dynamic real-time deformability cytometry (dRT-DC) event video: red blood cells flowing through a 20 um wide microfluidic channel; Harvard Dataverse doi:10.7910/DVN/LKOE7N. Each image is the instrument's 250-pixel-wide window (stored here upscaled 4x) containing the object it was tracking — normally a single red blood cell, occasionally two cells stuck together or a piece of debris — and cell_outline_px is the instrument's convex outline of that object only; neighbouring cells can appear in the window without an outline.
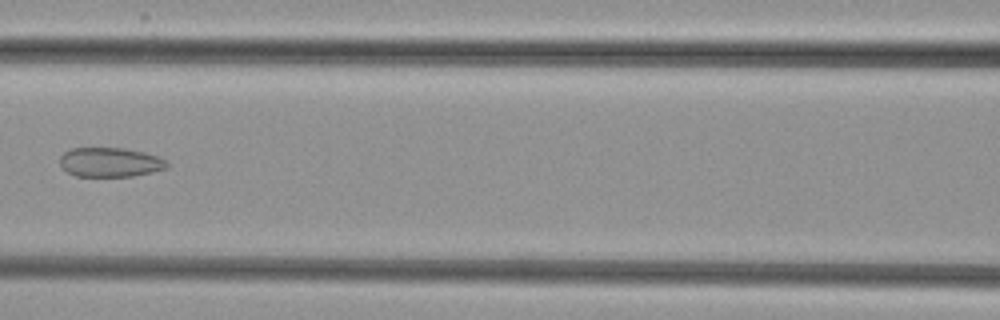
{"species": "common noctule bat (a hibernating species)", "species_latin": "Nyctalus noctula", "temperature_condition": "cold", "stored_images_in_passage": 7, "camera_frame_rate_fps": 3000, "um_per_image_px": 0.085, "animal": {"sex": "female", "body_mass_g": 29.2, "forearm_length_mm": 56.3}, "frame": {"image": 1, "passage_image": 6, "time_ms": 5.667, "image_size_px": [1000, 320], "cell_outline_px": [[168, 168], [152, 172], [132, 176], [76, 176], [68, 172], [60, 164], [60, 156], [64, 152], [72, 148], [124, 148], [144, 152], [156, 156], [164, 160], [168, 164]], "centroid_in_image_um": [9.35, 13.79], "position_along_channel_um": 157.2, "area_um2": 18.21}}
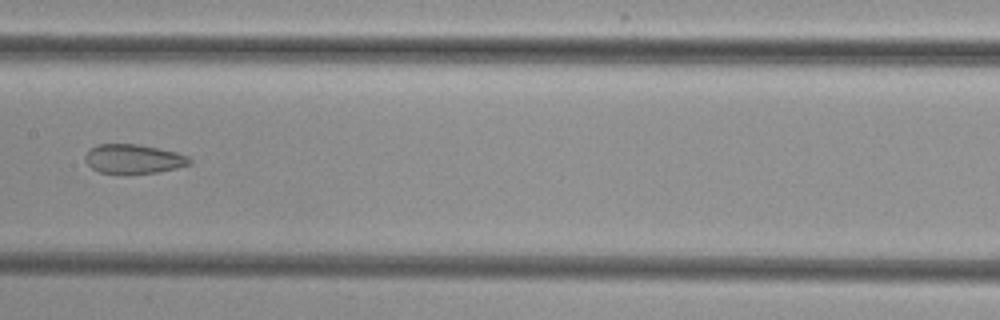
{"frame": {"image": 2, "passage_image": 7, "time_ms": 6.667, "image_size_px": [1000, 320], "cell_outline_px": [[192, 164], [176, 168], [156, 172], [100, 172], [92, 168], [84, 160], [84, 156], [96, 144], [140, 144], [176, 152], [188, 156], [192, 160]], "centroid_in_image_um": [11.37, 13.48], "position_along_channel_um": 196.0, "area_um2": 17.46}}